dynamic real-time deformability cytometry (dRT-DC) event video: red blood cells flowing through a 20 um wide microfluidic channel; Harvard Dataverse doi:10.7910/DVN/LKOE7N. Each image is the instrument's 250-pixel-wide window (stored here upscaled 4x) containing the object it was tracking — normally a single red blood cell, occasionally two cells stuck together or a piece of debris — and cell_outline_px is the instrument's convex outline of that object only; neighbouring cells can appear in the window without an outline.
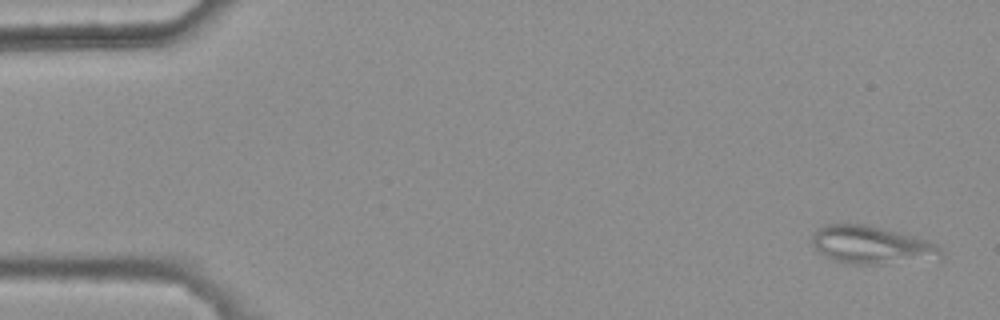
{"species": "common noctule bat (a hibernating species)", "species_latin": "Nyctalus noctula", "temperature_condition": "warm", "stored_images_in_passage": 5, "camera_frame_rate_fps": 3000, "um_per_image_px": 0.085, "animal": {"sex": "female", "body_mass_g": 25.1}, "frame": {"image": 1, "passage_image": 1, "time_ms": 0.0, "image_size_px": [1000, 320], "cell_outline_px": [[944, 260], [880, 264], [844, 264], [820, 252], [808, 240], [820, 228], [828, 224], [864, 224], [928, 240], [940, 244], [944, 252]], "centroid_in_image_um": [74.21, 20.86], "position_along_channel_um": 10.8, "area_um2": 28.84}}